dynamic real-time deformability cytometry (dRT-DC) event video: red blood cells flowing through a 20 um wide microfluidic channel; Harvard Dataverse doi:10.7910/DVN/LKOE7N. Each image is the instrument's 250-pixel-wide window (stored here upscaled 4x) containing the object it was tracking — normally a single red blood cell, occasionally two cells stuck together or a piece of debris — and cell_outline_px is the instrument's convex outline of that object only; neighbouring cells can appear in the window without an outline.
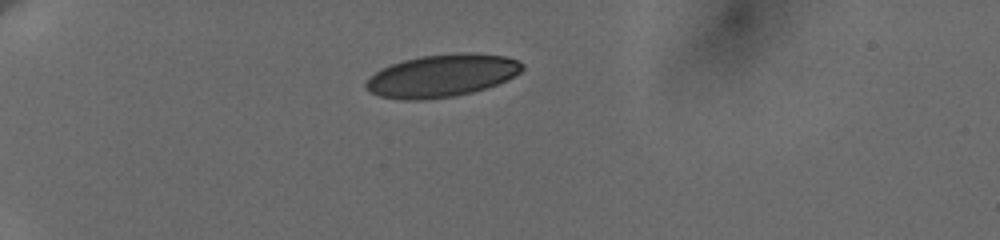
{"species": "human", "species_latin": "Homo sapiens", "temperature_condition": "cold", "stored_images_in_passage": 23, "camera_frame_rate_fps": 3000, "um_per_image_px": 0.085, "donor": {"sex": "female"}, "frame": {"image": 1, "passage_image": 1, "time_ms": 0.0, "image_size_px": [1000, 240], "cell_outline_px": [[524, 68], [520, 72], [496, 84], [472, 92], [452, 96], [424, 100], [404, 100], [380, 96], [372, 92], [364, 84], [380, 68], [404, 60], [420, 56], [460, 52], [472, 52], [508, 56], [520, 60], [524, 64]], "centroid_in_image_um": [37.59, 6.41], "position_along_channel_um": 47.4, "area_um2": 38.61}}
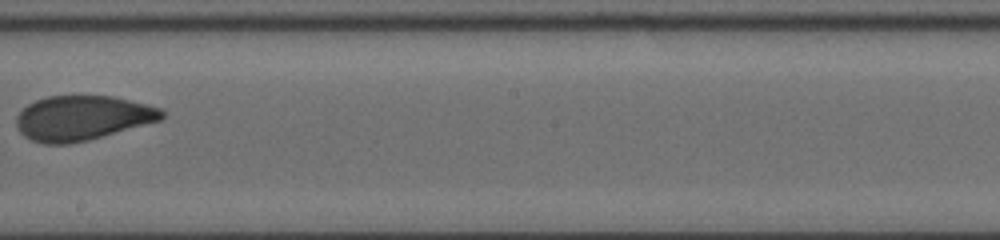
{"frame": {"image": 2, "passage_image": 12, "time_ms": 6.667, "image_size_px": [1000, 240], "cell_outline_px": [[164, 116], [160, 120], [88, 140], [68, 144], [44, 144], [32, 140], [24, 136], [20, 132], [16, 124], [16, 116], [28, 104], [36, 100], [48, 96], [112, 96], [160, 108], [164, 112]], "centroid_in_image_um": [6.96, 10.03], "position_along_channel_um": 241.2, "area_um2": 37.51}}
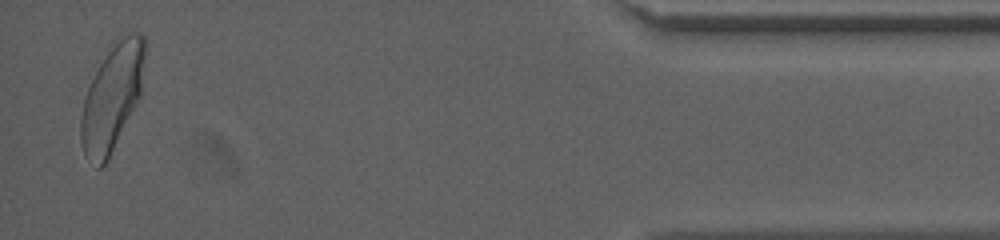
{"frame": {"image": 3, "passage_image": 23, "time_ms": 13.333, "image_size_px": [1000, 240], "cell_outline_px": [[148, 48], [140, 96], [108, 160], [100, 168], [96, 168], [84, 152], [80, 140], [80, 116], [84, 100], [88, 88], [104, 48], [132, 32], [140, 32], [144, 36]], "centroid_in_image_um": [9.55, 8.19], "position_along_channel_um": 425.7, "area_um2": 40.34}, "authors_computed_cell_mechanics": {"area_um2": 38.6682, "velocity_mm_per_s": 3.6412, "shape_relaxation_time_tau1_ms": 5.3486, "shape_relaxation_time_tau2_ms": 0.7749, "deformation_change_tau1": 0.1377, "deformation_change_tau2": 0.0427}}